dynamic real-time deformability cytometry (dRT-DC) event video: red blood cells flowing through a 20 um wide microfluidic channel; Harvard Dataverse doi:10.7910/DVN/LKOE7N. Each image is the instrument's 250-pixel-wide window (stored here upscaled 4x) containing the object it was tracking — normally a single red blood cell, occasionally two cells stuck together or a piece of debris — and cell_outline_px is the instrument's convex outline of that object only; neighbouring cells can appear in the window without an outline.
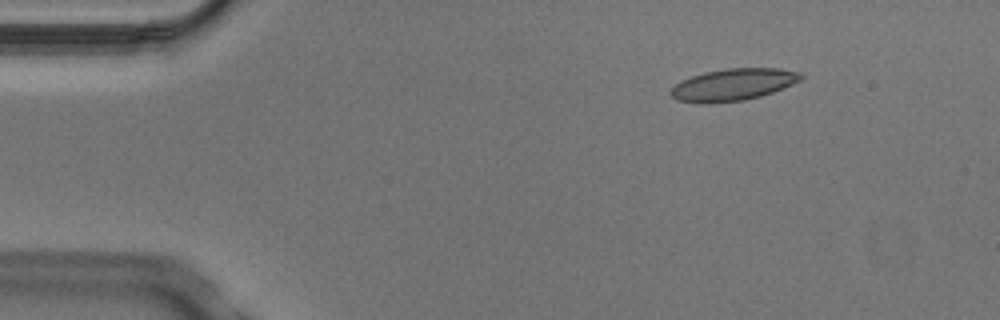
{"species": "Egyptian fruit bat (a non-hibernating species)", "species_latin": "Rousettus aegyptiacus", "temperature_condition": "cold", "stored_images_in_passage": 4, "camera_frame_rate_fps": 3000, "um_per_image_px": 0.085, "animal": {"sex": "male"}, "frame": {"image": 1, "passage_image": 2, "time_ms": 0.333, "image_size_px": [1000, 320], "cell_outline_px": [[804, 76], [800, 80], [792, 84], [772, 92], [760, 96], [744, 100], [708, 104], [696, 104], [676, 100], [668, 92], [680, 80], [704, 72], [728, 68], [780, 68], [800, 72]], "centroid_in_image_um": [62.27, 7.2], "position_along_channel_um": 22.7, "area_um2": 24.45}}